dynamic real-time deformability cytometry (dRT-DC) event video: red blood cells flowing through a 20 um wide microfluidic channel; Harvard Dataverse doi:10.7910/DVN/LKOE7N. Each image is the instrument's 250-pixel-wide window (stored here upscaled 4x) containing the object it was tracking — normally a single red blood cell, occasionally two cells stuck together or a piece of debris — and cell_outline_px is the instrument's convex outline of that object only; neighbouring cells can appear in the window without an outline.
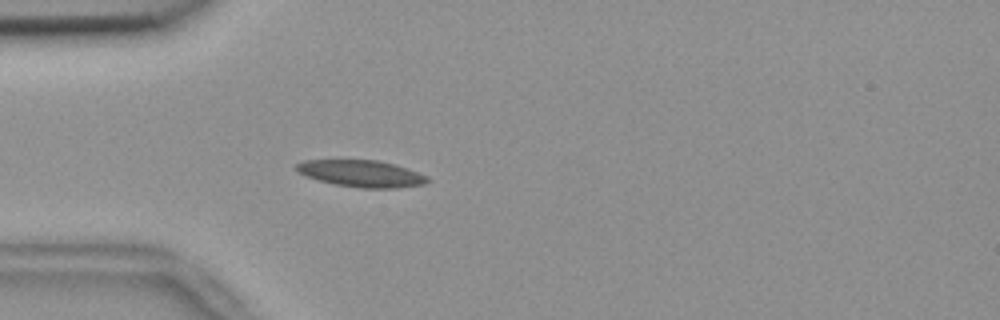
{"species": "common noctule bat (a hibernating species)", "species_latin": "Nyctalus noctula", "temperature_condition": "room temperature", "stored_images_in_passage": 44, "camera_frame_rate_fps": 3000, "um_per_image_px": 0.085, "animal": {"sex": "female", "body_mass_g": 18.4}, "frame": {"image": 1, "passage_image": 5, "time_ms": 1.333, "image_size_px": [1000, 320], "cell_outline_px": [[432, 180], [424, 184], [400, 188], [360, 188], [332, 184], [304, 176], [296, 168], [296, 164], [304, 160], [376, 160], [408, 168], [428, 176]], "centroid_in_image_um": [30.75, 14.76], "position_along_channel_um": 54.3, "area_um2": 20.58}}
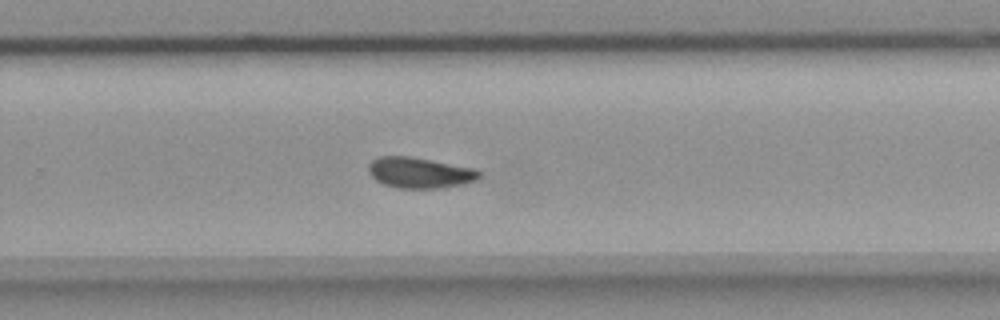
{"frame": {"image": 2, "passage_image": 25, "time_ms": 8.0, "image_size_px": [1000, 320], "cell_outline_px": [[480, 176], [476, 180], [464, 184], [440, 188], [396, 188], [384, 184], [376, 180], [368, 172], [368, 164], [372, 160], [380, 156], [408, 156], [476, 168], [480, 172]], "centroid_in_image_um": [35.67, 14.68], "position_along_channel_um": 294.1, "area_um2": 19.88}}
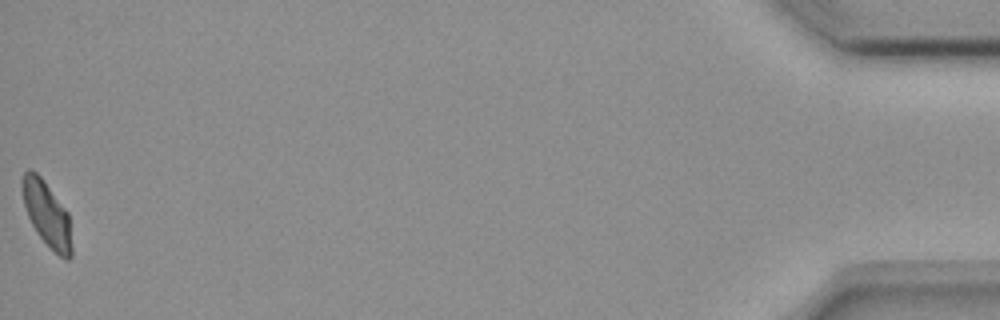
{"frame": {"image": 3, "passage_image": 44, "time_ms": 14.333, "image_size_px": [1000, 320], "cell_outline_px": [[72, 256], [68, 260], [64, 260], [40, 236], [32, 224], [28, 216], [24, 204], [24, 172], [28, 168], [36, 172], [40, 176], [68, 212], [72, 248]], "centroid_in_image_um": [4.03, 18.23], "position_along_channel_um": 431.2, "area_um2": 18.03}, "authors_computed_cell_mechanics": {"area_um2": 19.5942, "velocity_mm_per_s": 3.7063, "shape_relaxation_time_tau1_ms": null, "shape_relaxation_time_tau2_ms": 4.6242, "deformation_change_tau1": null, "deformation_change_tau2": 0.099}}